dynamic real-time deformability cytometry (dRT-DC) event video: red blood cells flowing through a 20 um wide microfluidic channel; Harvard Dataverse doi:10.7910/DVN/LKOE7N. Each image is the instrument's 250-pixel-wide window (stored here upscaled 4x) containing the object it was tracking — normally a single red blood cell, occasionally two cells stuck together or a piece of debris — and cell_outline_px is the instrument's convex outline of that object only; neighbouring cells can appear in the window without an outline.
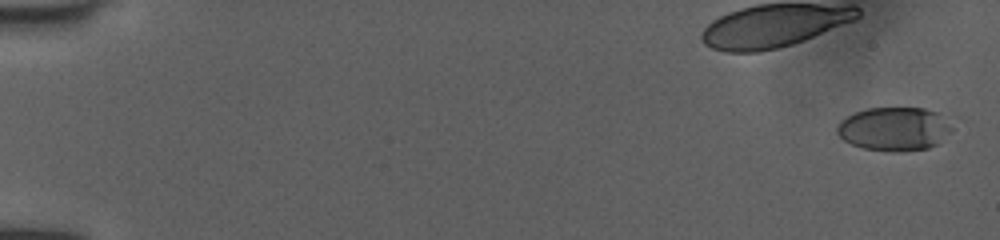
{"species": "human", "species_latin": "Homo sapiens", "temperature_condition": "room temperature", "stored_images_in_passage": 52, "camera_frame_rate_fps": 3000, "um_per_image_px": 0.085, "donor": {"sex": "female"}, "frame": {"image": 1, "passage_image": 1, "time_ms": 0.0, "image_size_px": [1000, 240], "cell_outline_px": [[956, 116], [952, 128], [936, 144], [928, 148], [896, 152], [892, 152], [864, 148], [852, 144], [844, 140], [836, 132], [836, 124], [840, 120], [856, 112], [868, 108], [924, 108]], "centroid_in_image_um": [76.09, 10.93], "position_along_channel_um": 8.9, "area_um2": 29.77}}
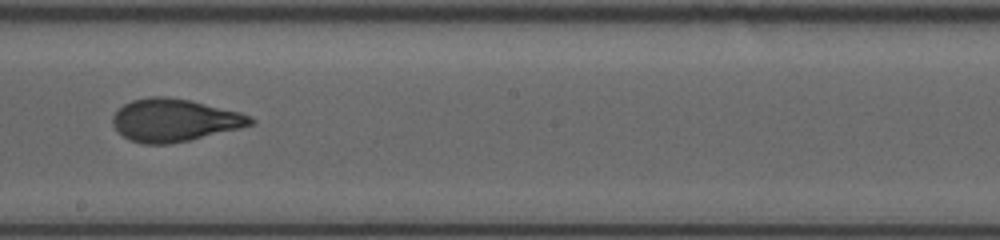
{"frame": {"image": 2, "passage_image": 31, "time_ms": 10.0, "image_size_px": [1000, 240], "cell_outline_px": [[256, 120], [252, 124], [240, 128], [188, 140], [168, 144], [144, 144], [132, 140], [124, 136], [112, 124], [112, 116], [124, 104], [132, 100], [148, 96], [164, 96], [192, 100], [240, 112], [252, 116]], "centroid_in_image_um": [14.84, 10.2], "position_along_channel_um": 233.4, "area_um2": 34.1}}
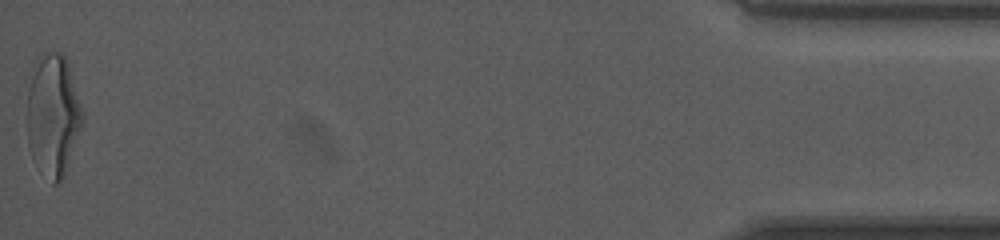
{"frame": {"image": 3, "passage_image": 52, "time_ms": 17.0, "image_size_px": [1000, 240], "cell_outline_px": [[84, 120], [64, 176], [60, 184], [52, 184], [28, 144], [28, 92], [36, 68], [40, 60], [48, 52], [60, 52], [68, 60], [84, 116]], "centroid_in_image_um": [4.57, 9.8], "position_along_channel_um": 430.6, "area_um2": 38.03}, "authors_computed_cell_mechanics": {"area_um2": 33.6396, "velocity_mm_per_s": 4.0486, "shape_relaxation_time_tau1_ms": 3.6381, "shape_relaxation_time_tau2_ms": 0.9501, "deformation_change_tau1": 0.1968, "deformation_change_tau2": 0.0803}}